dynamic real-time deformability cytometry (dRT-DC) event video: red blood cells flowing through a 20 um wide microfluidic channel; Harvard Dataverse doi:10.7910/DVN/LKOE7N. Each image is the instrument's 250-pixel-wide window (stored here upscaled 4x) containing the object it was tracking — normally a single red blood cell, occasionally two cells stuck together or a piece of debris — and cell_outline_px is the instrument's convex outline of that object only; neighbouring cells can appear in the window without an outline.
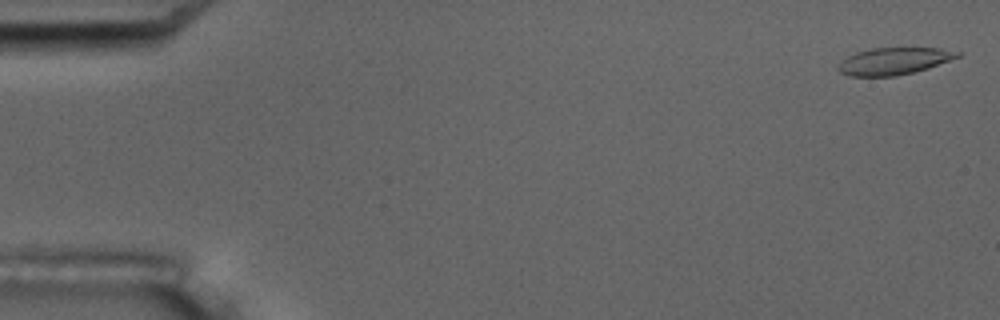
{"species": "common noctule bat (a hibernating species)", "species_latin": "Nyctalus noctula", "temperature_condition": "room temperature", "stored_images_in_passage": 9, "camera_frame_rate_fps": 3000, "um_per_image_px": 0.085, "animal": {"sex": "male", "body_mass_g": 17.5, "forearm_length_mm": 52.3}, "frame": {"image": 1, "passage_image": 1, "time_ms": 0.0, "image_size_px": [1000, 320], "cell_outline_px": [[964, 52], [960, 56], [928, 68], [896, 76], [848, 76], [840, 72], [836, 68], [848, 56], [856, 52], [872, 48], [940, 48]], "centroid_in_image_um": [76.0, 5.19], "position_along_channel_um": 9.0, "area_um2": 18.67}}
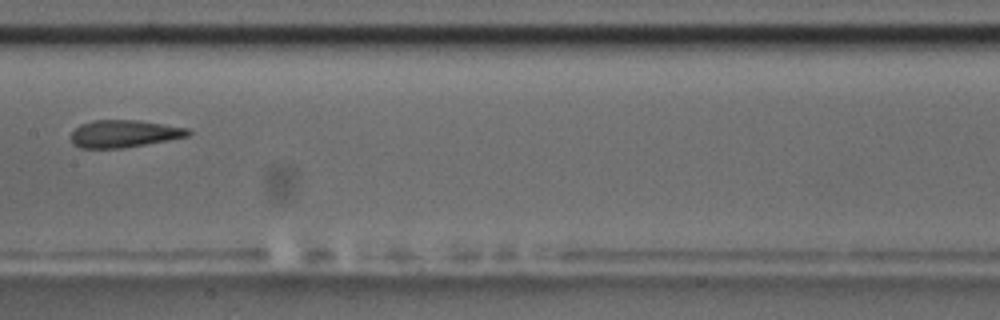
{"frame": {"image": 2, "passage_image": 9, "time_ms": 9.333, "image_size_px": [1000, 320], "cell_outline_px": [[192, 132], [188, 136], [168, 140], [120, 148], [80, 148], [72, 144], [72, 132], [80, 124], [92, 120], [140, 120], [188, 128]], "centroid_in_image_um": [10.54, 11.35], "position_along_channel_um": 196.9, "area_um2": 18.61}}